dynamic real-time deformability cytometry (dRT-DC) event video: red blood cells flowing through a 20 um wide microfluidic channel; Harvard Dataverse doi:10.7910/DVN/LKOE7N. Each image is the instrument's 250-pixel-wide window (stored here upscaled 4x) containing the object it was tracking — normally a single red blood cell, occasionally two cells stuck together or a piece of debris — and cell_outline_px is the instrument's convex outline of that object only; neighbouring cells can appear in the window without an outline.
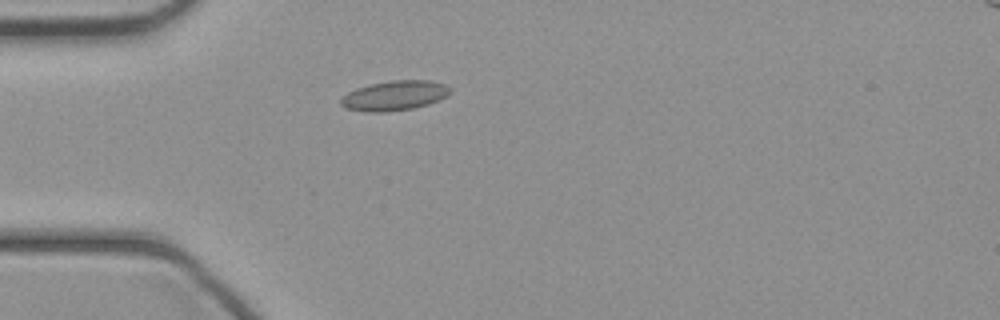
{"species": "common noctule bat (a hibernating species)", "species_latin": "Nyctalus noctula", "temperature_condition": "cold", "stored_images_in_passage": 33, "camera_frame_rate_fps": 3000, "um_per_image_px": 0.085, "animal": {"sex": "female", "body_mass_g": 21.9}, "frame": {"image": 1, "passage_image": 1, "time_ms": 0.0, "image_size_px": [1000, 320], "cell_outline_px": [[452, 92], [428, 104], [412, 108], [384, 112], [364, 112], [344, 108], [340, 104], [340, 100], [348, 92], [356, 88], [372, 84], [392, 80], [428, 80], [444, 84], [452, 88]], "centroid_in_image_um": [33.5, 8.13], "position_along_channel_um": 51.5, "area_um2": 18.84}}
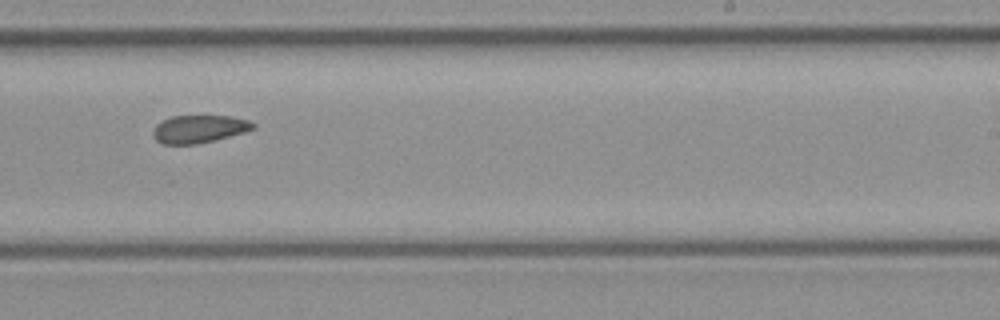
{"frame": {"image": 2, "passage_image": 16, "time_ms": 5.0, "image_size_px": [1000, 320], "cell_outline_px": [[256, 128], [244, 132], [216, 140], [196, 144], [164, 144], [156, 140], [152, 132], [156, 124], [172, 116], [232, 116], [248, 120], [256, 124]], "centroid_in_image_um": [16.94, 10.96], "position_along_channel_um": 272.1, "area_um2": 16.18}}
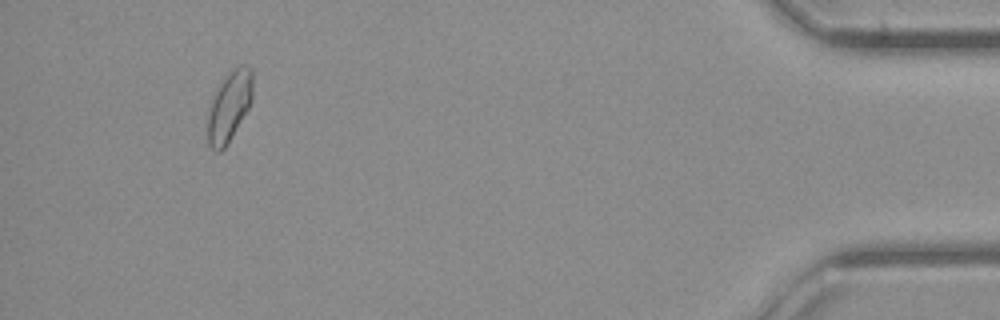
{"frame": {"image": 3, "passage_image": 30, "time_ms": 9.667, "image_size_px": [1000, 320], "cell_outline_px": [[252, 100], [248, 108], [228, 144], [220, 152], [216, 152], [208, 144], [208, 108], [212, 92], [228, 72], [232, 68], [240, 64], [244, 64], [252, 68]], "centroid_in_image_um": [19.46, 9.0], "position_along_channel_um": 415.7, "area_um2": 18.84}}